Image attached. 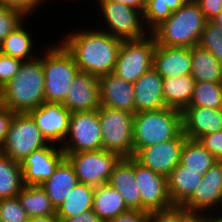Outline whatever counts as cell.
<instances>
[{"instance_id": "cell-22", "label": "cell", "mask_w": 222, "mask_h": 222, "mask_svg": "<svg viewBox=\"0 0 222 222\" xmlns=\"http://www.w3.org/2000/svg\"><path fill=\"white\" fill-rule=\"evenodd\" d=\"M134 176V158H121L114 166L108 184L123 197L130 210H141V196Z\"/></svg>"}, {"instance_id": "cell-48", "label": "cell", "mask_w": 222, "mask_h": 222, "mask_svg": "<svg viewBox=\"0 0 222 222\" xmlns=\"http://www.w3.org/2000/svg\"><path fill=\"white\" fill-rule=\"evenodd\" d=\"M188 222H207V214H195Z\"/></svg>"}, {"instance_id": "cell-47", "label": "cell", "mask_w": 222, "mask_h": 222, "mask_svg": "<svg viewBox=\"0 0 222 222\" xmlns=\"http://www.w3.org/2000/svg\"><path fill=\"white\" fill-rule=\"evenodd\" d=\"M27 222H60L55 215L29 217Z\"/></svg>"}, {"instance_id": "cell-25", "label": "cell", "mask_w": 222, "mask_h": 222, "mask_svg": "<svg viewBox=\"0 0 222 222\" xmlns=\"http://www.w3.org/2000/svg\"><path fill=\"white\" fill-rule=\"evenodd\" d=\"M92 209L103 222H109L119 214L130 210L122 195L108 183L95 187Z\"/></svg>"}, {"instance_id": "cell-12", "label": "cell", "mask_w": 222, "mask_h": 222, "mask_svg": "<svg viewBox=\"0 0 222 222\" xmlns=\"http://www.w3.org/2000/svg\"><path fill=\"white\" fill-rule=\"evenodd\" d=\"M134 176L141 196V211L163 210L173 206L168 195L167 177L142 166L134 159Z\"/></svg>"}, {"instance_id": "cell-3", "label": "cell", "mask_w": 222, "mask_h": 222, "mask_svg": "<svg viewBox=\"0 0 222 222\" xmlns=\"http://www.w3.org/2000/svg\"><path fill=\"white\" fill-rule=\"evenodd\" d=\"M207 20L195 0H188L151 34L156 45L166 47H193L199 44Z\"/></svg>"}, {"instance_id": "cell-6", "label": "cell", "mask_w": 222, "mask_h": 222, "mask_svg": "<svg viewBox=\"0 0 222 222\" xmlns=\"http://www.w3.org/2000/svg\"><path fill=\"white\" fill-rule=\"evenodd\" d=\"M97 110L103 150L114 152L121 158L133 157L134 114L102 105Z\"/></svg>"}, {"instance_id": "cell-2", "label": "cell", "mask_w": 222, "mask_h": 222, "mask_svg": "<svg viewBox=\"0 0 222 222\" xmlns=\"http://www.w3.org/2000/svg\"><path fill=\"white\" fill-rule=\"evenodd\" d=\"M24 61L16 76L0 89V103L14 113H28L45 102L41 56Z\"/></svg>"}, {"instance_id": "cell-30", "label": "cell", "mask_w": 222, "mask_h": 222, "mask_svg": "<svg viewBox=\"0 0 222 222\" xmlns=\"http://www.w3.org/2000/svg\"><path fill=\"white\" fill-rule=\"evenodd\" d=\"M217 161L198 140L186 138L180 157L182 166L196 171L203 177Z\"/></svg>"}, {"instance_id": "cell-33", "label": "cell", "mask_w": 222, "mask_h": 222, "mask_svg": "<svg viewBox=\"0 0 222 222\" xmlns=\"http://www.w3.org/2000/svg\"><path fill=\"white\" fill-rule=\"evenodd\" d=\"M188 0H147L143 12L145 29L151 33L162 22L166 21L173 11L178 10Z\"/></svg>"}, {"instance_id": "cell-7", "label": "cell", "mask_w": 222, "mask_h": 222, "mask_svg": "<svg viewBox=\"0 0 222 222\" xmlns=\"http://www.w3.org/2000/svg\"><path fill=\"white\" fill-rule=\"evenodd\" d=\"M47 144V140L28 113H15L0 153L21 163L33 151Z\"/></svg>"}, {"instance_id": "cell-21", "label": "cell", "mask_w": 222, "mask_h": 222, "mask_svg": "<svg viewBox=\"0 0 222 222\" xmlns=\"http://www.w3.org/2000/svg\"><path fill=\"white\" fill-rule=\"evenodd\" d=\"M191 48L156 45L153 68L162 78L184 76L191 73Z\"/></svg>"}, {"instance_id": "cell-15", "label": "cell", "mask_w": 222, "mask_h": 222, "mask_svg": "<svg viewBox=\"0 0 222 222\" xmlns=\"http://www.w3.org/2000/svg\"><path fill=\"white\" fill-rule=\"evenodd\" d=\"M48 143L61 146L67 137L71 112L61 103L44 102L28 112Z\"/></svg>"}, {"instance_id": "cell-14", "label": "cell", "mask_w": 222, "mask_h": 222, "mask_svg": "<svg viewBox=\"0 0 222 222\" xmlns=\"http://www.w3.org/2000/svg\"><path fill=\"white\" fill-rule=\"evenodd\" d=\"M221 202L222 161H217L203 176L193 194L181 206L194 214L204 215V212L216 213Z\"/></svg>"}, {"instance_id": "cell-37", "label": "cell", "mask_w": 222, "mask_h": 222, "mask_svg": "<svg viewBox=\"0 0 222 222\" xmlns=\"http://www.w3.org/2000/svg\"><path fill=\"white\" fill-rule=\"evenodd\" d=\"M25 18L27 16L23 12L0 3V45L10 32L25 22Z\"/></svg>"}, {"instance_id": "cell-26", "label": "cell", "mask_w": 222, "mask_h": 222, "mask_svg": "<svg viewBox=\"0 0 222 222\" xmlns=\"http://www.w3.org/2000/svg\"><path fill=\"white\" fill-rule=\"evenodd\" d=\"M191 77L195 82H222V64L199 45L191 47Z\"/></svg>"}, {"instance_id": "cell-51", "label": "cell", "mask_w": 222, "mask_h": 222, "mask_svg": "<svg viewBox=\"0 0 222 222\" xmlns=\"http://www.w3.org/2000/svg\"><path fill=\"white\" fill-rule=\"evenodd\" d=\"M221 208H218L217 212L222 211V202H221V205H220ZM217 212L215 213L216 215H218L220 218H222V212H220L221 214L219 215V213L217 214Z\"/></svg>"}, {"instance_id": "cell-4", "label": "cell", "mask_w": 222, "mask_h": 222, "mask_svg": "<svg viewBox=\"0 0 222 222\" xmlns=\"http://www.w3.org/2000/svg\"><path fill=\"white\" fill-rule=\"evenodd\" d=\"M182 132L181 110L166 107L133 117V156L141 149L176 138Z\"/></svg>"}, {"instance_id": "cell-46", "label": "cell", "mask_w": 222, "mask_h": 222, "mask_svg": "<svg viewBox=\"0 0 222 222\" xmlns=\"http://www.w3.org/2000/svg\"><path fill=\"white\" fill-rule=\"evenodd\" d=\"M97 1H113V2H120L125 4L126 6L132 7L141 11L142 13L145 10L147 0H97Z\"/></svg>"}, {"instance_id": "cell-32", "label": "cell", "mask_w": 222, "mask_h": 222, "mask_svg": "<svg viewBox=\"0 0 222 222\" xmlns=\"http://www.w3.org/2000/svg\"><path fill=\"white\" fill-rule=\"evenodd\" d=\"M23 186L20 163L0 153V199L17 197Z\"/></svg>"}, {"instance_id": "cell-28", "label": "cell", "mask_w": 222, "mask_h": 222, "mask_svg": "<svg viewBox=\"0 0 222 222\" xmlns=\"http://www.w3.org/2000/svg\"><path fill=\"white\" fill-rule=\"evenodd\" d=\"M94 189L95 187L92 185L79 182L71 190L65 201L56 209V216L60 222L92 209Z\"/></svg>"}, {"instance_id": "cell-49", "label": "cell", "mask_w": 222, "mask_h": 222, "mask_svg": "<svg viewBox=\"0 0 222 222\" xmlns=\"http://www.w3.org/2000/svg\"><path fill=\"white\" fill-rule=\"evenodd\" d=\"M211 21L222 28V9L213 19H211Z\"/></svg>"}, {"instance_id": "cell-44", "label": "cell", "mask_w": 222, "mask_h": 222, "mask_svg": "<svg viewBox=\"0 0 222 222\" xmlns=\"http://www.w3.org/2000/svg\"><path fill=\"white\" fill-rule=\"evenodd\" d=\"M148 212L141 210H128L114 217L109 222H147Z\"/></svg>"}, {"instance_id": "cell-38", "label": "cell", "mask_w": 222, "mask_h": 222, "mask_svg": "<svg viewBox=\"0 0 222 222\" xmlns=\"http://www.w3.org/2000/svg\"><path fill=\"white\" fill-rule=\"evenodd\" d=\"M0 219L3 222H27L28 214L22 208L18 197L0 199Z\"/></svg>"}, {"instance_id": "cell-29", "label": "cell", "mask_w": 222, "mask_h": 222, "mask_svg": "<svg viewBox=\"0 0 222 222\" xmlns=\"http://www.w3.org/2000/svg\"><path fill=\"white\" fill-rule=\"evenodd\" d=\"M24 22L14 31L10 32L0 45V52L4 55L19 59L22 62L35 59L36 55L32 52L35 48L33 37L28 29H25Z\"/></svg>"}, {"instance_id": "cell-43", "label": "cell", "mask_w": 222, "mask_h": 222, "mask_svg": "<svg viewBox=\"0 0 222 222\" xmlns=\"http://www.w3.org/2000/svg\"><path fill=\"white\" fill-rule=\"evenodd\" d=\"M14 114V112H11L7 107L0 103V149L4 144Z\"/></svg>"}, {"instance_id": "cell-31", "label": "cell", "mask_w": 222, "mask_h": 222, "mask_svg": "<svg viewBox=\"0 0 222 222\" xmlns=\"http://www.w3.org/2000/svg\"><path fill=\"white\" fill-rule=\"evenodd\" d=\"M17 197L29 217L56 214V209L40 185H24Z\"/></svg>"}, {"instance_id": "cell-41", "label": "cell", "mask_w": 222, "mask_h": 222, "mask_svg": "<svg viewBox=\"0 0 222 222\" xmlns=\"http://www.w3.org/2000/svg\"><path fill=\"white\" fill-rule=\"evenodd\" d=\"M47 0H0V3L6 7L18 9L23 12L26 16H30L36 12V9L40 7V4L45 3Z\"/></svg>"}, {"instance_id": "cell-24", "label": "cell", "mask_w": 222, "mask_h": 222, "mask_svg": "<svg viewBox=\"0 0 222 222\" xmlns=\"http://www.w3.org/2000/svg\"><path fill=\"white\" fill-rule=\"evenodd\" d=\"M202 179L196 171L179 163L167 176L168 195L172 204L182 205L193 194Z\"/></svg>"}, {"instance_id": "cell-42", "label": "cell", "mask_w": 222, "mask_h": 222, "mask_svg": "<svg viewBox=\"0 0 222 222\" xmlns=\"http://www.w3.org/2000/svg\"><path fill=\"white\" fill-rule=\"evenodd\" d=\"M207 21L213 19L222 9V0H195Z\"/></svg>"}, {"instance_id": "cell-45", "label": "cell", "mask_w": 222, "mask_h": 222, "mask_svg": "<svg viewBox=\"0 0 222 222\" xmlns=\"http://www.w3.org/2000/svg\"><path fill=\"white\" fill-rule=\"evenodd\" d=\"M64 222H103L93 211V209L83 211L78 216H71Z\"/></svg>"}, {"instance_id": "cell-35", "label": "cell", "mask_w": 222, "mask_h": 222, "mask_svg": "<svg viewBox=\"0 0 222 222\" xmlns=\"http://www.w3.org/2000/svg\"><path fill=\"white\" fill-rule=\"evenodd\" d=\"M209 51L222 64V28L207 21L198 44Z\"/></svg>"}, {"instance_id": "cell-1", "label": "cell", "mask_w": 222, "mask_h": 222, "mask_svg": "<svg viewBox=\"0 0 222 222\" xmlns=\"http://www.w3.org/2000/svg\"><path fill=\"white\" fill-rule=\"evenodd\" d=\"M72 30L59 42L73 56L79 70L100 77L114 71L122 40L100 29Z\"/></svg>"}, {"instance_id": "cell-34", "label": "cell", "mask_w": 222, "mask_h": 222, "mask_svg": "<svg viewBox=\"0 0 222 222\" xmlns=\"http://www.w3.org/2000/svg\"><path fill=\"white\" fill-rule=\"evenodd\" d=\"M187 107L222 109V82H195Z\"/></svg>"}, {"instance_id": "cell-39", "label": "cell", "mask_w": 222, "mask_h": 222, "mask_svg": "<svg viewBox=\"0 0 222 222\" xmlns=\"http://www.w3.org/2000/svg\"><path fill=\"white\" fill-rule=\"evenodd\" d=\"M21 64V60L0 52V89L16 76Z\"/></svg>"}, {"instance_id": "cell-36", "label": "cell", "mask_w": 222, "mask_h": 222, "mask_svg": "<svg viewBox=\"0 0 222 222\" xmlns=\"http://www.w3.org/2000/svg\"><path fill=\"white\" fill-rule=\"evenodd\" d=\"M195 214L181 205L148 212L147 222H188Z\"/></svg>"}, {"instance_id": "cell-9", "label": "cell", "mask_w": 222, "mask_h": 222, "mask_svg": "<svg viewBox=\"0 0 222 222\" xmlns=\"http://www.w3.org/2000/svg\"><path fill=\"white\" fill-rule=\"evenodd\" d=\"M155 48L156 42L151 33L140 39L122 41L113 73L133 84L153 67Z\"/></svg>"}, {"instance_id": "cell-18", "label": "cell", "mask_w": 222, "mask_h": 222, "mask_svg": "<svg viewBox=\"0 0 222 222\" xmlns=\"http://www.w3.org/2000/svg\"><path fill=\"white\" fill-rule=\"evenodd\" d=\"M100 103L108 108L135 114L133 84L113 72L98 77Z\"/></svg>"}, {"instance_id": "cell-13", "label": "cell", "mask_w": 222, "mask_h": 222, "mask_svg": "<svg viewBox=\"0 0 222 222\" xmlns=\"http://www.w3.org/2000/svg\"><path fill=\"white\" fill-rule=\"evenodd\" d=\"M187 136L182 131L176 138L141 148L133 158L153 172L168 176L180 163L181 151Z\"/></svg>"}, {"instance_id": "cell-5", "label": "cell", "mask_w": 222, "mask_h": 222, "mask_svg": "<svg viewBox=\"0 0 222 222\" xmlns=\"http://www.w3.org/2000/svg\"><path fill=\"white\" fill-rule=\"evenodd\" d=\"M41 54L44 73L45 102L61 103L66 99L79 67L73 56L59 43L49 45Z\"/></svg>"}, {"instance_id": "cell-17", "label": "cell", "mask_w": 222, "mask_h": 222, "mask_svg": "<svg viewBox=\"0 0 222 222\" xmlns=\"http://www.w3.org/2000/svg\"><path fill=\"white\" fill-rule=\"evenodd\" d=\"M63 105L71 113L97 110L101 106L98 77L79 71Z\"/></svg>"}, {"instance_id": "cell-11", "label": "cell", "mask_w": 222, "mask_h": 222, "mask_svg": "<svg viewBox=\"0 0 222 222\" xmlns=\"http://www.w3.org/2000/svg\"><path fill=\"white\" fill-rule=\"evenodd\" d=\"M65 157L73 165L78 181L94 187L108 183L114 166L121 159L118 154L103 149L65 153Z\"/></svg>"}, {"instance_id": "cell-19", "label": "cell", "mask_w": 222, "mask_h": 222, "mask_svg": "<svg viewBox=\"0 0 222 222\" xmlns=\"http://www.w3.org/2000/svg\"><path fill=\"white\" fill-rule=\"evenodd\" d=\"M182 131L189 139L222 130V109L185 107L182 111Z\"/></svg>"}, {"instance_id": "cell-20", "label": "cell", "mask_w": 222, "mask_h": 222, "mask_svg": "<svg viewBox=\"0 0 222 222\" xmlns=\"http://www.w3.org/2000/svg\"><path fill=\"white\" fill-rule=\"evenodd\" d=\"M163 78L152 67L134 83L135 113L166 108L163 95Z\"/></svg>"}, {"instance_id": "cell-27", "label": "cell", "mask_w": 222, "mask_h": 222, "mask_svg": "<svg viewBox=\"0 0 222 222\" xmlns=\"http://www.w3.org/2000/svg\"><path fill=\"white\" fill-rule=\"evenodd\" d=\"M195 80L191 75L163 78V95L167 107L183 110L191 101Z\"/></svg>"}, {"instance_id": "cell-50", "label": "cell", "mask_w": 222, "mask_h": 222, "mask_svg": "<svg viewBox=\"0 0 222 222\" xmlns=\"http://www.w3.org/2000/svg\"><path fill=\"white\" fill-rule=\"evenodd\" d=\"M213 213H209V215L207 214V222H222V218H220L218 215L216 216L215 213L212 215Z\"/></svg>"}, {"instance_id": "cell-40", "label": "cell", "mask_w": 222, "mask_h": 222, "mask_svg": "<svg viewBox=\"0 0 222 222\" xmlns=\"http://www.w3.org/2000/svg\"><path fill=\"white\" fill-rule=\"evenodd\" d=\"M218 161H222V130L198 140Z\"/></svg>"}, {"instance_id": "cell-16", "label": "cell", "mask_w": 222, "mask_h": 222, "mask_svg": "<svg viewBox=\"0 0 222 222\" xmlns=\"http://www.w3.org/2000/svg\"><path fill=\"white\" fill-rule=\"evenodd\" d=\"M64 158L62 148L52 143L33 151L20 163L24 185L39 186L44 183Z\"/></svg>"}, {"instance_id": "cell-8", "label": "cell", "mask_w": 222, "mask_h": 222, "mask_svg": "<svg viewBox=\"0 0 222 222\" xmlns=\"http://www.w3.org/2000/svg\"><path fill=\"white\" fill-rule=\"evenodd\" d=\"M98 9L105 22V27L101 29L113 37L124 40H136L145 37L149 32L145 29L143 13L137 9L126 6L120 2L96 1ZM102 11V12H101Z\"/></svg>"}, {"instance_id": "cell-10", "label": "cell", "mask_w": 222, "mask_h": 222, "mask_svg": "<svg viewBox=\"0 0 222 222\" xmlns=\"http://www.w3.org/2000/svg\"><path fill=\"white\" fill-rule=\"evenodd\" d=\"M63 143L60 147L64 153L103 149L98 110L71 113L68 134Z\"/></svg>"}, {"instance_id": "cell-23", "label": "cell", "mask_w": 222, "mask_h": 222, "mask_svg": "<svg viewBox=\"0 0 222 222\" xmlns=\"http://www.w3.org/2000/svg\"><path fill=\"white\" fill-rule=\"evenodd\" d=\"M78 183L74 167L65 157L56 167L53 175L40 186L57 209Z\"/></svg>"}]
</instances>
